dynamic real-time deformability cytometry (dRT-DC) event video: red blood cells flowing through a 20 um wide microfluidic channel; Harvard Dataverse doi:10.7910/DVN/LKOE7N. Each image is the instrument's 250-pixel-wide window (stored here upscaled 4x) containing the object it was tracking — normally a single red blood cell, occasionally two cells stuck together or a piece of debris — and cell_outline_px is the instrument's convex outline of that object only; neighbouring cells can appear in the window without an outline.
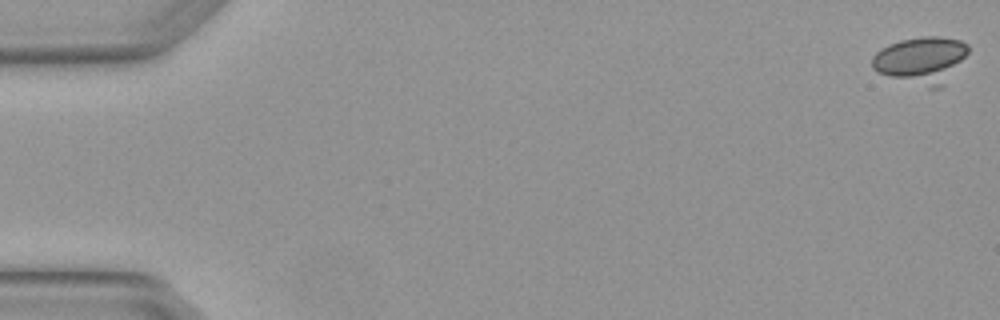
{"species": "Egyptian fruit bat (a non-hibernating species)", "species_latin": "Rousettus aegyptiacus", "temperature_condition": "warm", "stored_images_in_passage": 4, "camera_frame_rate_fps": 3000, "um_per_image_px": 0.085, "animal": {"sex": "female"}, "frame": {"image": 1, "passage_image": 1, "time_ms": 0.0, "image_size_px": [1000, 320], "cell_outline_px": [[968, 52], [944, 84], [936, 88], [928, 88], [876, 72], [872, 68], [872, 56], [880, 48], [888, 44], [900, 40], [924, 36], [936, 36], [960, 40], [968, 44]], "centroid_in_image_um": [78.26, 5.09], "position_along_channel_um": 6.7, "area_um2": 25.89}}